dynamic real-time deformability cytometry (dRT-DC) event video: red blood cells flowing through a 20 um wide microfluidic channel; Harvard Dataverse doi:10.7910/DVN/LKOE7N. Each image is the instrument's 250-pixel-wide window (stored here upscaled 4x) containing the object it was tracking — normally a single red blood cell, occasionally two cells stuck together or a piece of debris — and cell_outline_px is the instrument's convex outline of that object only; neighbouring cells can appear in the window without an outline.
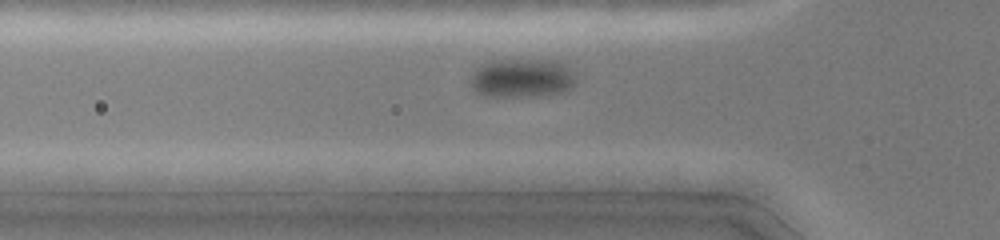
{"species": "common noctule bat (a hibernating species)", "species_latin": "Nyctalus noctula", "temperature_condition": "cold", "stored_images_in_passage": 32, "camera_frame_rate_fps": 3000, "um_per_image_px": 0.085, "animal": {"sex": "female", "body_mass_g": 19.0, "forearm_length_mm": 51.5}, "frame": {"image": 1, "passage_image": 10, "time_ms": 3.0, "image_size_px": [1000, 240], "cell_outline_px": [[576, 80], [572, 88], [560, 92], [540, 96], [484, 96], [476, 92], [468, 84], [476, 68], [480, 64], [492, 60], [556, 60], [568, 68], [576, 76]], "centroid_in_image_um": [44.33, 6.64], "position_along_channel_um": 81.5, "area_um2": 24.04}}